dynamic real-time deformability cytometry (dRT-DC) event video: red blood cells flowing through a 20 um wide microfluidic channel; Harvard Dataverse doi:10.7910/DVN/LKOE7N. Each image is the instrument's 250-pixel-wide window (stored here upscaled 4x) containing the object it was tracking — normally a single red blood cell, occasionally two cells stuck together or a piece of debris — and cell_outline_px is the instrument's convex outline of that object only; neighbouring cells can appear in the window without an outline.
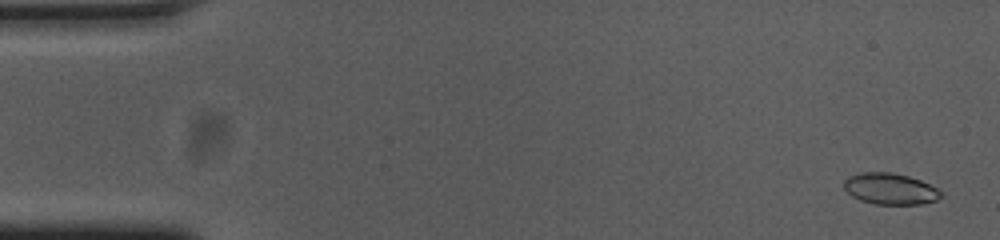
{"species": "common noctule bat (a hibernating species)", "species_latin": "Nyctalus noctula", "temperature_condition": "cold", "stored_images_in_passage": 17, "camera_frame_rate_fps": 3000, "um_per_image_px": 0.085, "animal": {"sex": "female", "body_mass_g": 23.0, "forearm_length_mm": 53.4}, "frame": {"image": 1, "passage_image": 2, "time_ms": 0.333, "image_size_px": [1000, 240], "cell_outline_px": [[944, 196], [936, 200], [924, 204], [876, 204], [860, 200], [852, 196], [844, 188], [844, 180], [848, 176], [860, 172], [892, 172], [908, 176], [920, 180], [944, 192]], "centroid_in_image_um": [75.68, 16.05], "position_along_channel_um": 9.3, "area_um2": 17.8}}
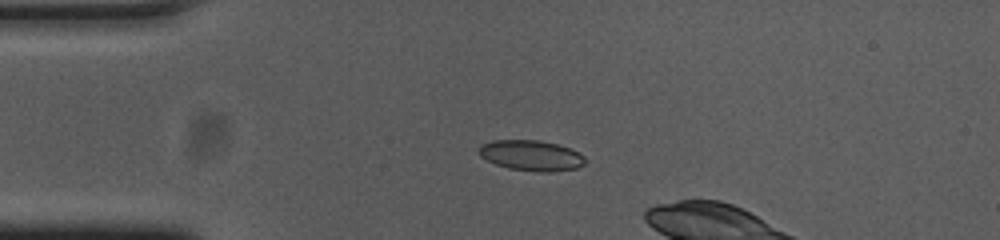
{"frame": {"image": 2, "passage_image": 13, "time_ms": 4.0, "image_size_px": [1000, 240], "cell_outline_px": [[584, 164], [576, 168], [552, 172], [536, 172], [508, 168], [496, 164], [480, 156], [476, 152], [476, 148], [480, 144], [492, 140], [540, 140], [556, 144], [568, 148], [584, 156]], "centroid_in_image_um": [45.08, 13.21], "position_along_channel_um": 39.9, "area_um2": 18.96}}